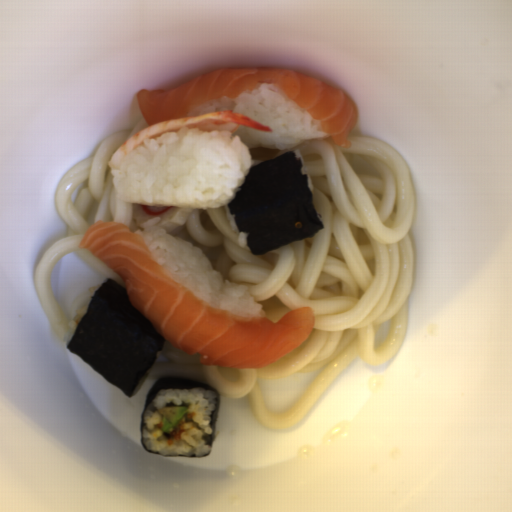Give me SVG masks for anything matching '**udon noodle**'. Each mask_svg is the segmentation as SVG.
Listing matches in <instances>:
<instances>
[{
  "mask_svg": "<svg viewBox=\"0 0 512 512\" xmlns=\"http://www.w3.org/2000/svg\"><path fill=\"white\" fill-rule=\"evenodd\" d=\"M146 127L149 126L137 95H134L128 128L109 135L93 156L71 167L56 188L54 204L69 234L50 246L39 259L34 269V285L46 316L61 341H64L70 324L51 282V269L58 260L75 253L104 277L126 289L118 273L89 250L81 248L80 243L91 224L97 221L117 222L134 232L140 229L132 217L133 203L122 201L116 193L110 159L131 136Z\"/></svg>",
  "mask_w": 512,
  "mask_h": 512,
  "instance_id": "udon-noodle-2",
  "label": "udon noodle"
},
{
  "mask_svg": "<svg viewBox=\"0 0 512 512\" xmlns=\"http://www.w3.org/2000/svg\"><path fill=\"white\" fill-rule=\"evenodd\" d=\"M349 148L329 136L290 148L248 149L251 166L299 150L312 181L322 230L265 254L241 247L220 208H195L170 233L200 248L224 280L248 285L277 322L313 308L309 335L291 352L259 369L201 365L198 353L164 338L146 379L188 378L218 397H247L257 422L283 432L298 425L355 357L379 365L397 354L409 317L414 262L410 237L416 198L404 159L376 137L348 135ZM326 365V366H325ZM325 366L283 415L266 409L257 379L274 380Z\"/></svg>",
  "mask_w": 512,
  "mask_h": 512,
  "instance_id": "udon-noodle-1",
  "label": "udon noodle"
}]
</instances>
